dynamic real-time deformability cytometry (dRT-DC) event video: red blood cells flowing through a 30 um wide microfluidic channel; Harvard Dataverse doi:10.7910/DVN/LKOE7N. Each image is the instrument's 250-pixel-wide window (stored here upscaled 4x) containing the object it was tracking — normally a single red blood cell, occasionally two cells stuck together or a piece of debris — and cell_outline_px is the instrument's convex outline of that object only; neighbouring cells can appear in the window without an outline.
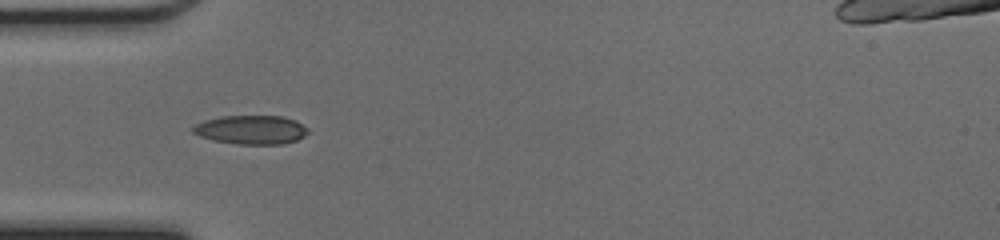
{"species": "common noctule bat (a hibernating species)", "species_latin": "Nyctalus noctula", "temperature_condition": "cold", "stored_images_in_passage": 23, "camera_frame_rate_fps": 3000, "um_per_image_px": 0.085, "animal": {"sex": "female", "body_mass_g": 17.0, "forearm_length_mm": 48.0}, "frame": {"image": 1, "passage_image": 3, "time_ms": 0.667, "image_size_px": [1000, 240], "cell_outline_px": [[308, 132], [304, 136], [296, 140], [280, 144], [236, 144], [212, 140], [200, 136], [192, 132], [192, 128], [196, 124], [204, 120], [220, 116], [284, 116], [296, 120], [308, 128]], "centroid_in_image_um": [21.34, 11.02], "position_along_channel_um": 63.7, "area_um2": 19.42}}
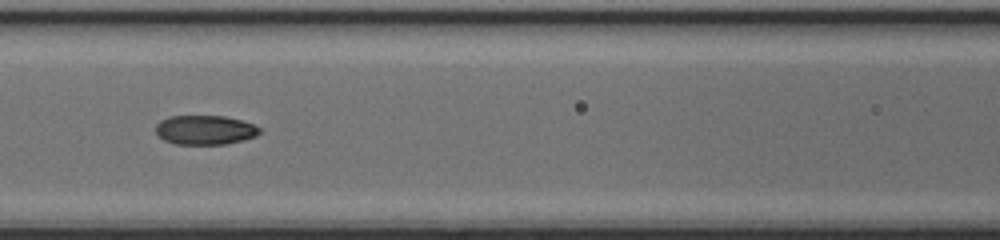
{"frame": {"image": 2, "passage_image": 9, "time_ms": 2.667, "image_size_px": [1000, 240], "cell_outline_px": [[260, 132], [256, 136], [244, 140], [224, 144], [176, 144], [164, 140], [156, 132], [156, 124], [160, 120], [168, 116], [224, 116], [240, 120], [252, 124], [260, 128]], "centroid_in_image_um": [17.41, 11.04], "position_along_channel_um": 149.2, "area_um2": 17.69}}
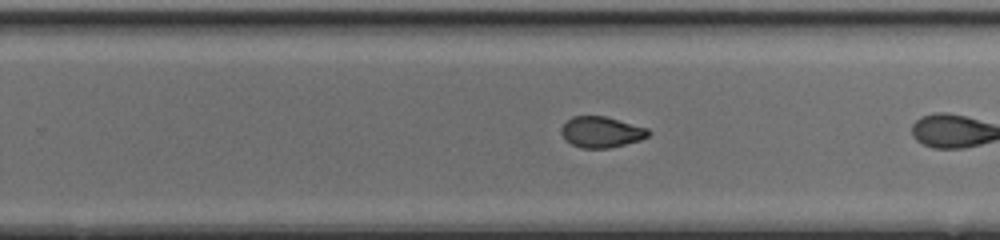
{"frame": {"image": 3, "passage_image": 16, "time_ms": 5.0, "image_size_px": [1000, 240], "cell_outline_px": [[652, 132], [648, 136], [640, 140], [608, 148], [580, 148], [564, 140], [560, 132], [560, 128], [572, 116], [604, 116], [648, 128]], "centroid_in_image_um": [51.09, 11.23], "position_along_channel_um": 278.7, "area_um2": 15.72}}